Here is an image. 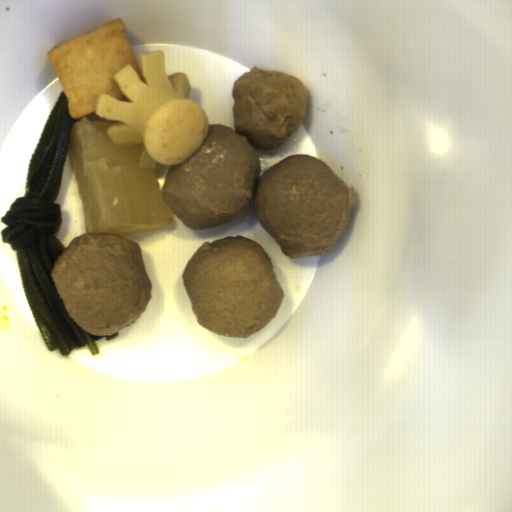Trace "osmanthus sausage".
Instances as JSON below:
<instances>
[{
	"instance_id": "osmanthus-sausage-1",
	"label": "osmanthus sausage",
	"mask_w": 512,
	"mask_h": 512,
	"mask_svg": "<svg viewBox=\"0 0 512 512\" xmlns=\"http://www.w3.org/2000/svg\"><path fill=\"white\" fill-rule=\"evenodd\" d=\"M136 60L145 82L129 63L112 76L130 102L100 93L93 113L118 122L106 128L116 146L142 143L157 164H181L207 138V113L190 99L192 86L185 72L166 74L165 50L138 54Z\"/></svg>"
}]
</instances>
